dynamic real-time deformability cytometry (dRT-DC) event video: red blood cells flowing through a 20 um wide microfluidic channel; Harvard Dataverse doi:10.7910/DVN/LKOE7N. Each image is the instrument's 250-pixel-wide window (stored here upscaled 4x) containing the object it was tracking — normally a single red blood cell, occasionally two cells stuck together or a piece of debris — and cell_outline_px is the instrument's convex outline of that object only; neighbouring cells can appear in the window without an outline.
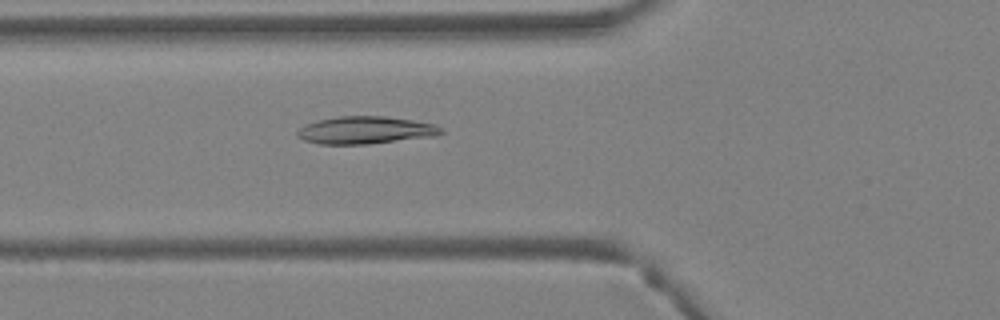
{"species": "Egyptian fruit bat (a non-hibernating species)", "species_latin": "Rousettus aegyptiacus", "temperature_condition": "warm", "stored_images_in_passage": 41, "camera_frame_rate_fps": 3000, "um_per_image_px": 0.085, "animal": {"sex": "female"}, "frame": {"image": 1, "passage_image": 16, "time_ms": 5.0, "image_size_px": [1000, 320], "cell_outline_px": [[444, 132], [436, 136], [364, 144], [320, 144], [304, 140], [296, 136], [296, 132], [300, 128], [316, 120], [340, 116], [384, 116], [412, 120], [432, 124], [444, 128]], "centroid_in_image_um": [31.06, 11.06], "position_along_channel_um": 94.7, "area_um2": 22.89}}
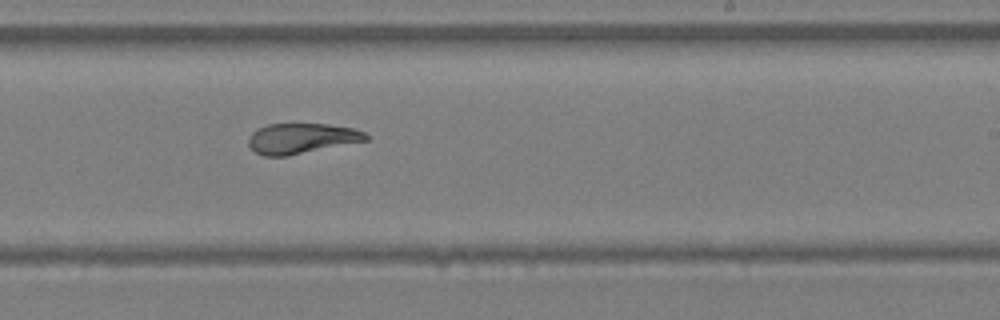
{"frame": {"image": 2, "passage_image": 26, "time_ms": 8.333, "image_size_px": [1000, 320], "cell_outline_px": [[368, 140], [288, 156], [264, 156], [256, 152], [248, 144], [248, 136], [256, 128], [268, 124], [328, 124], [352, 128], [364, 132], [368, 136]], "centroid_in_image_um": [25.59, 11.76], "position_along_channel_um": 263.4, "area_um2": 20.75}}
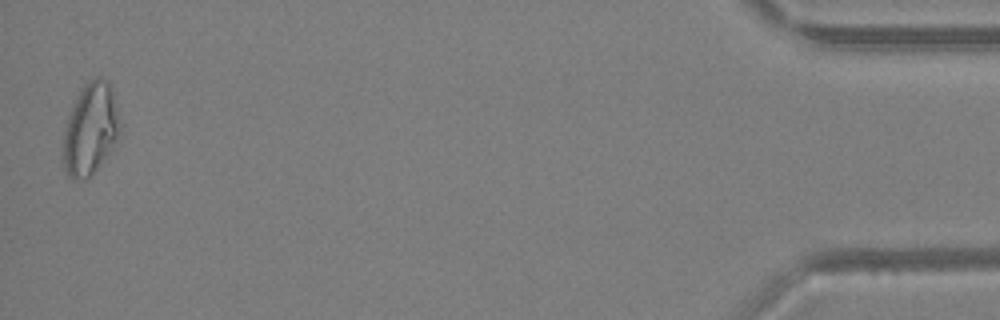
{"frame": {"image": 3, "passage_image": 41, "time_ms": 13.333, "image_size_px": [1000, 320], "cell_outline_px": [[120, 124], [116, 136], [108, 152], [96, 168], [84, 180], [72, 180], [64, 172], [60, 160], [64, 132], [68, 116], [72, 104], [76, 96], [84, 84], [96, 76], [100, 76], [108, 80], [112, 88], [116, 104]], "centroid_in_image_um": [7.61, 10.96], "position_along_channel_um": 427.6, "area_um2": 30.4}}